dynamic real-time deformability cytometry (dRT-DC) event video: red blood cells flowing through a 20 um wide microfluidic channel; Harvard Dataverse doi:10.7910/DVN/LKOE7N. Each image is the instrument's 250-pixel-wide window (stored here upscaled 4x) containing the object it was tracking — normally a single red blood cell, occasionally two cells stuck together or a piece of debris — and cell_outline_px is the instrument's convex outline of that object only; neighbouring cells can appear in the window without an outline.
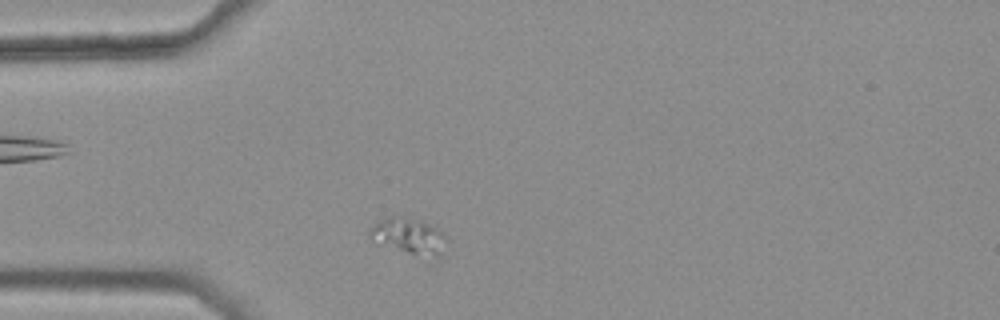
{"species": "common noctule bat (a hibernating species)", "species_latin": "Nyctalus noctula", "temperature_condition": "warm", "stored_images_in_passage": 30, "camera_frame_rate_fps": 3000, "um_per_image_px": 0.085, "animal": {"sex": "female", "body_mass_g": 25.1}, "frame": {"image": 1, "passage_image": 1, "time_ms": 0.0, "image_size_px": [1000, 320], "cell_outline_px": [[448, 240], [440, 256], [436, 256], [412, 252], [376, 244], [368, 236], [368, 232], [380, 220], [392, 216], [412, 220], [428, 224], [436, 228]], "centroid_in_image_um": [34.71, 20.07], "position_along_channel_um": 50.3, "area_um2": 15.14}}